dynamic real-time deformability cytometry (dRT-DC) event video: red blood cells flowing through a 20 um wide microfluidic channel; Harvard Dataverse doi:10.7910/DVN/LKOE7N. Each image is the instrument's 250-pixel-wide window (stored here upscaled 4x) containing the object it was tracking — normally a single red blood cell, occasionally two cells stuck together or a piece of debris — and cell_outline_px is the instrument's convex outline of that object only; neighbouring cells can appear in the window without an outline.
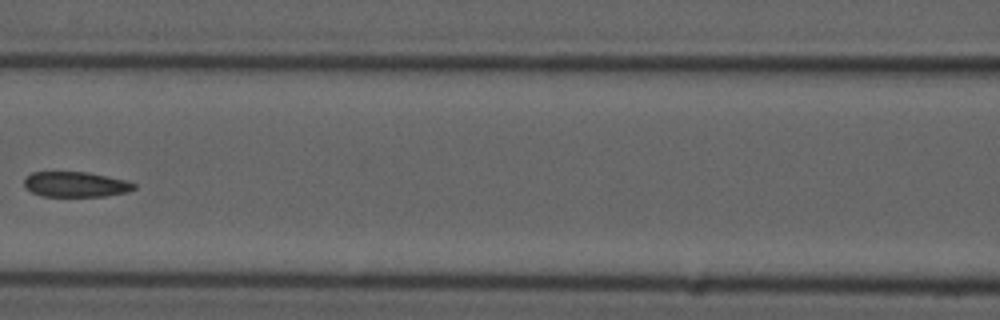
{"species": "common noctule bat (a hibernating species)", "species_latin": "Nyctalus noctula", "temperature_condition": "cold", "stored_images_in_passage": 8, "camera_frame_rate_fps": 3000, "um_per_image_px": 0.085, "animal": {"sex": "male", "forearm_length_mm": 52.5}, "frame": {"image": 1, "passage_image": 7, "time_ms": 8.0, "image_size_px": [1000, 320], "cell_outline_px": [[136, 188], [128, 192], [104, 196], [40, 196], [32, 192], [24, 184], [24, 176], [32, 172], [88, 172], [124, 180], [136, 184]], "centroid_in_image_um": [6.41, 15.67], "position_along_channel_um": 160.2, "area_um2": 16.13}}